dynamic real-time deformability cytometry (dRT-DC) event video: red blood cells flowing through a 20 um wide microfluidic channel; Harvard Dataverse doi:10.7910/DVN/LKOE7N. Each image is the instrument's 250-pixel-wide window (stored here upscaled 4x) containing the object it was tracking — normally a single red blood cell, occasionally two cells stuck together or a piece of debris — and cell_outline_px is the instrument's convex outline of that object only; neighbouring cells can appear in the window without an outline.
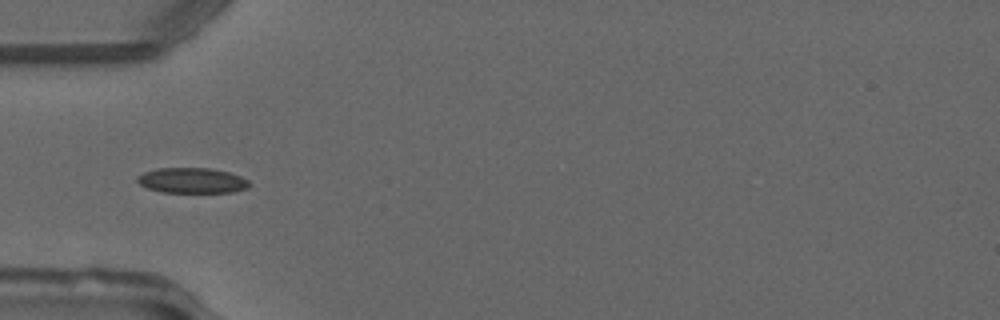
{"species": "common noctule bat (a hibernating species)", "species_latin": "Nyctalus noctula", "temperature_condition": "warm", "stored_images_in_passage": 42, "camera_frame_rate_fps": 3000, "um_per_image_px": 0.085, "animal": {"sex": "male", "forearm_length_mm": 52.5}, "frame": {"image": 1, "passage_image": 8, "time_ms": 2.333, "image_size_px": [1000, 320], "cell_outline_px": [[252, 184], [248, 188], [232, 192], [160, 192], [148, 188], [140, 184], [136, 180], [136, 176], [144, 172], [156, 168], [212, 168], [228, 172], [240, 176], [248, 180]], "centroid_in_image_um": [16.32, 15.34], "position_along_channel_um": 68.7, "area_um2": 16.65}}
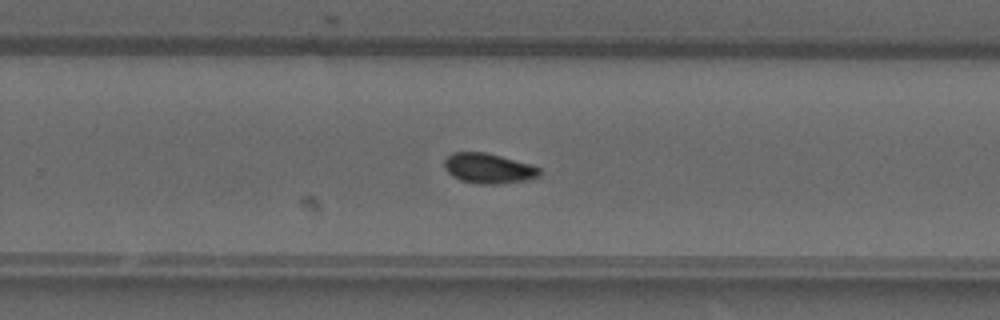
{"frame": {"image": 2, "passage_image": 24, "time_ms": 7.667, "image_size_px": [1000, 320], "cell_outline_px": [[540, 176], [524, 180], [496, 184], [480, 184], [460, 180], [452, 176], [444, 168], [444, 160], [452, 152], [484, 152], [532, 164], [540, 168]], "centroid_in_image_um": [41.5, 14.31], "position_along_channel_um": 288.3, "area_um2": 16.65}}
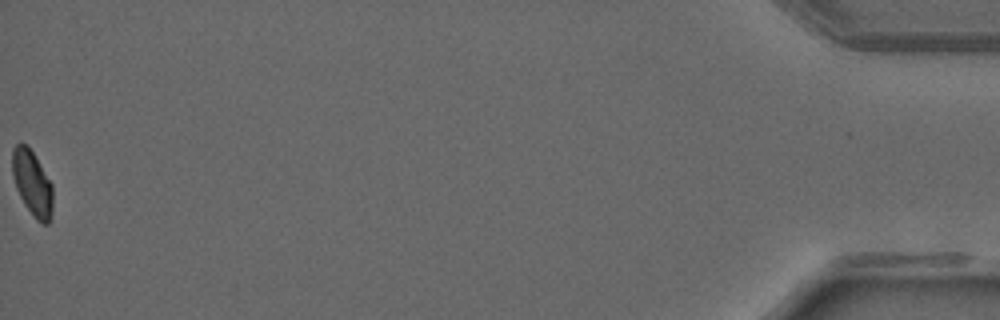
{"frame": {"image": 3, "passage_image": 42, "time_ms": 13.667, "image_size_px": [1000, 320], "cell_outline_px": [[52, 212], [48, 224], [44, 224], [36, 220], [24, 204], [16, 188], [12, 176], [12, 148], [20, 140], [28, 144], [52, 184]], "centroid_in_image_um": [2.71, 15.52], "position_along_channel_um": 432.5, "area_um2": 15.61}, "authors_computed_cell_mechanics": {"area_um2": 16.2996, "velocity_mm_per_s": 4.1235, "shape_relaxation_time_tau1_ms": null, "shape_relaxation_time_tau2_ms": 2.8375, "deformation_change_tau1": null, "deformation_change_tau2": 0.0572}}